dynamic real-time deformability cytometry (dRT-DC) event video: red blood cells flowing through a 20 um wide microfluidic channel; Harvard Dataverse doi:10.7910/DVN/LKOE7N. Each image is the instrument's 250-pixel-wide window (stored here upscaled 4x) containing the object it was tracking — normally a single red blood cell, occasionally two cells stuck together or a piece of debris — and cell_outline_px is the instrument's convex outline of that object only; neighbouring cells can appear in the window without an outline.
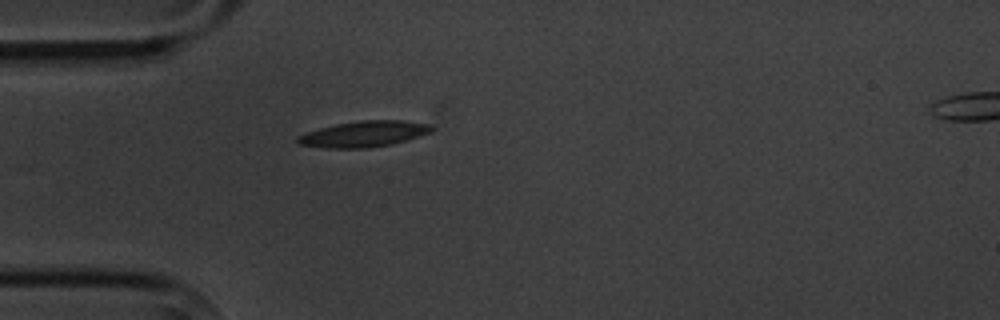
{"species": "common noctule bat (a hibernating species)", "species_latin": "Nyctalus noctula", "temperature_condition": "cold", "stored_images_in_passage": 1, "camera_frame_rate_fps": 3000, "um_per_image_px": 0.085, "animal": {"sex": "male", "body_mass_g": 20.1, "forearm_length_mm": 53.5}, "frame": {"image": 1, "passage_image": 1, "time_ms": 0.0, "image_size_px": [1000, 320], "cell_outline_px": [[432, 132], [392, 144], [368, 148], [324, 148], [300, 144], [296, 140], [296, 136], [320, 128], [336, 124], [360, 120], [400, 120], [428, 124], [432, 128]], "centroid_in_image_um": [30.91, 11.39], "position_along_channel_um": 54.1, "area_um2": 20.06}}